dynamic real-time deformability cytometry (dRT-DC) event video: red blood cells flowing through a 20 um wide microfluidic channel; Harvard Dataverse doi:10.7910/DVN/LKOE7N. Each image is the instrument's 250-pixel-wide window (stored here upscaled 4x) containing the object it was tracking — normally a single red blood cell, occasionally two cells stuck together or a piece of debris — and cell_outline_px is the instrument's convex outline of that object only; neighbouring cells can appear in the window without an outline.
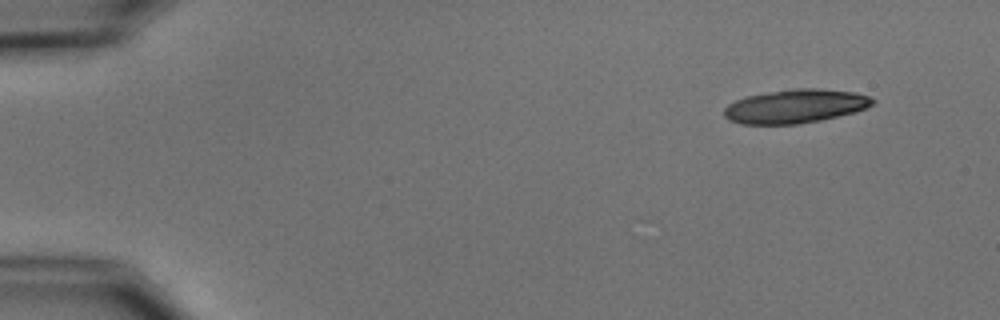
{"species": "common noctule bat (a hibernating species)", "species_latin": "Nyctalus noctula", "temperature_condition": "cold", "stored_images_in_passage": 5, "camera_frame_rate_fps": 3000, "um_per_image_px": 0.085, "animal": {"sex": "male", "body_mass_g": 15.6}, "frame": {"image": 1, "passage_image": 1, "time_ms": 0.0, "image_size_px": [1000, 320], "cell_outline_px": [[876, 100], [872, 104], [864, 108], [852, 112], [820, 120], [796, 124], [744, 124], [728, 120], [724, 116], [724, 108], [728, 104], [744, 96], [792, 88], [816, 88], [856, 92], [868, 96]], "centroid_in_image_um": [67.56, 9.02], "position_along_channel_um": 17.4, "area_um2": 29.07}}